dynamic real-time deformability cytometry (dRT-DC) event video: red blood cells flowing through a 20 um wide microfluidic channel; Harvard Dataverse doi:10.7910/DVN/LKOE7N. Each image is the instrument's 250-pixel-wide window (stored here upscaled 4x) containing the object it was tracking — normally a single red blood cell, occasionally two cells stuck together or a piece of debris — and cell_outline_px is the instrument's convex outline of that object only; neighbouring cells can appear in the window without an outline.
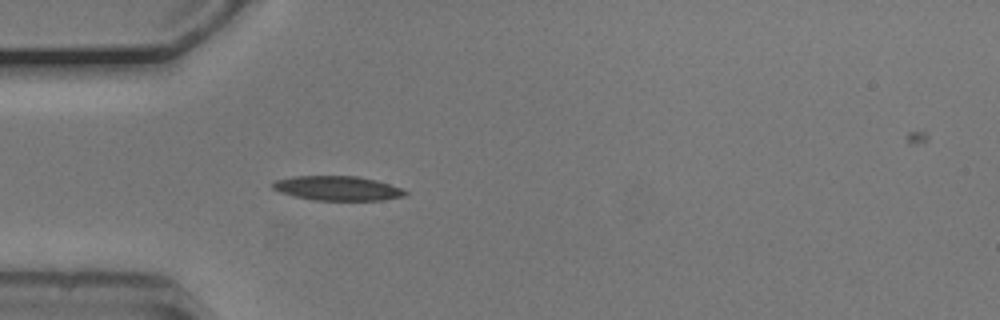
{"species": "common noctule bat (a hibernating species)", "species_latin": "Nyctalus noctula", "temperature_condition": "cold", "stored_images_in_passage": 39, "camera_frame_rate_fps": 3000, "um_per_image_px": 0.085, "animal": {"sex": "male", "body_mass_g": 20.5, "forearm_length_mm": 52.5}, "frame": {"image": 1, "passage_image": 1, "time_ms": 0.0, "image_size_px": [1000, 320], "cell_outline_px": [[408, 192], [404, 196], [384, 200], [316, 200], [296, 196], [280, 192], [272, 188], [272, 184], [276, 180], [292, 176], [356, 176], [376, 180], [400, 188]], "centroid_in_image_um": [28.68, 16.0], "position_along_channel_um": 56.3, "area_um2": 18.67}}
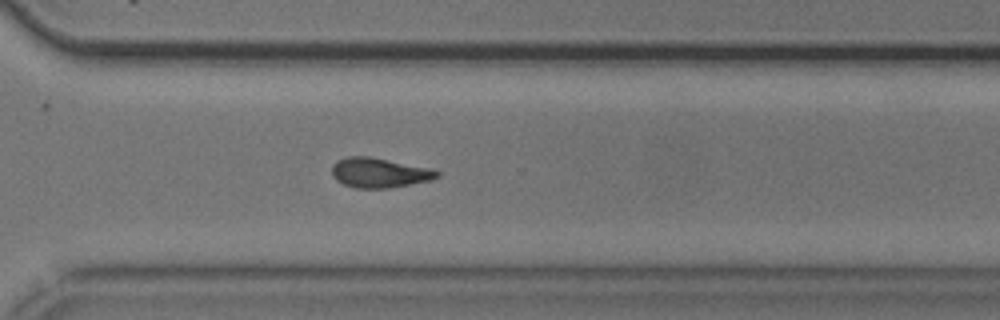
{"frame": {"image": 2, "passage_image": 24, "time_ms": 7.667, "image_size_px": [1000, 320], "cell_outline_px": [[440, 176], [428, 180], [388, 188], [356, 188], [344, 184], [336, 180], [332, 176], [332, 164], [336, 160], [348, 156], [368, 156], [432, 168], [440, 172]], "centroid_in_image_um": [32.21, 14.67], "position_along_channel_um": 338.4, "area_um2": 18.21}}
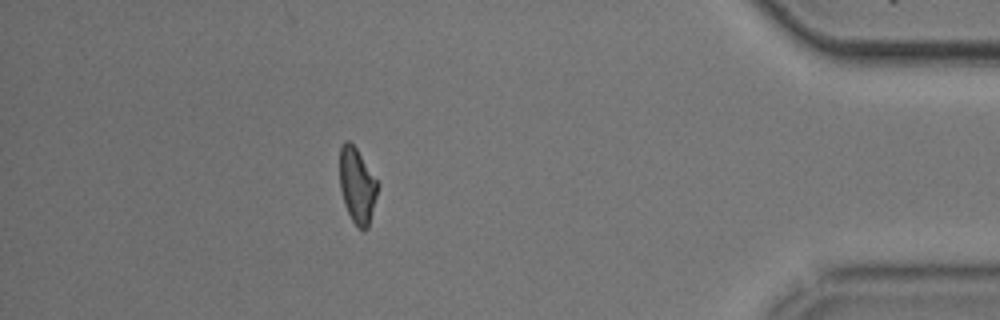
{"frame": {"image": 3, "passage_image": 33, "time_ms": 10.667, "image_size_px": [1000, 320], "cell_outline_px": [[380, 184], [368, 228], [364, 232], [356, 228], [344, 204], [340, 188], [340, 148], [344, 140], [348, 140], [356, 148]], "centroid_in_image_um": [30.37, 15.81], "position_along_channel_um": 404.8, "area_um2": 16.88}, "authors_computed_cell_mechanics": {"area_um2": 18.0336, "velocity_mm_per_s": 3.7361, "shape_relaxation_time_tau1_ms": 4.2356, "shape_relaxation_time_tau2_ms": 7.3981, "deformation_change_tau1": 0.1356, "deformation_change_tau2": 0.1687}}